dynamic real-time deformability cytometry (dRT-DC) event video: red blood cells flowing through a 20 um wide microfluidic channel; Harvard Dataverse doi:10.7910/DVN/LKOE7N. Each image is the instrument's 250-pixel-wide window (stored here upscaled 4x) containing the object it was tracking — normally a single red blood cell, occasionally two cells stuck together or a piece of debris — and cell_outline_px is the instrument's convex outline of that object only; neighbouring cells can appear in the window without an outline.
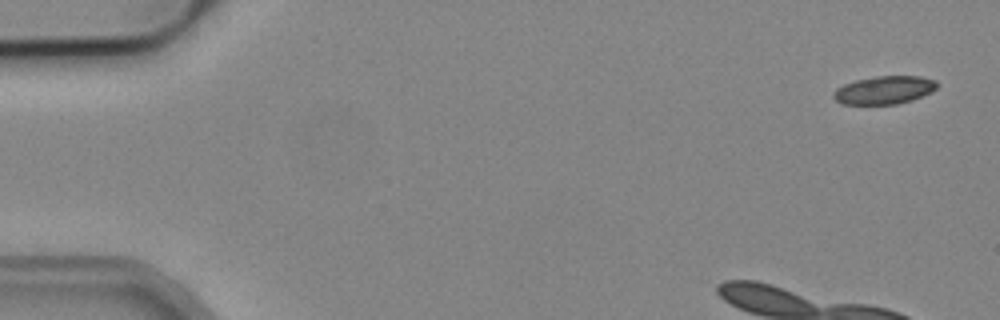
{"species": "common noctule bat (a hibernating species)", "species_latin": "Nyctalus noctula", "temperature_condition": "cold", "stored_images_in_passage": 4, "camera_frame_rate_fps": 3000, "um_per_image_px": 0.085, "animal": {"sex": "male", "body_mass_g": 19.2, "forearm_length_mm": 51.8}, "frame": {"image": 1, "passage_image": 1, "time_ms": 0.0, "image_size_px": [1000, 320], "cell_outline_px": [[936, 88], [920, 96], [896, 104], [844, 104], [836, 100], [832, 96], [832, 92], [836, 88], [844, 84], [856, 80], [876, 76], [920, 76], [936, 80]], "centroid_in_image_um": [75.1, 7.64], "position_along_channel_um": 9.9, "area_um2": 16.65}}